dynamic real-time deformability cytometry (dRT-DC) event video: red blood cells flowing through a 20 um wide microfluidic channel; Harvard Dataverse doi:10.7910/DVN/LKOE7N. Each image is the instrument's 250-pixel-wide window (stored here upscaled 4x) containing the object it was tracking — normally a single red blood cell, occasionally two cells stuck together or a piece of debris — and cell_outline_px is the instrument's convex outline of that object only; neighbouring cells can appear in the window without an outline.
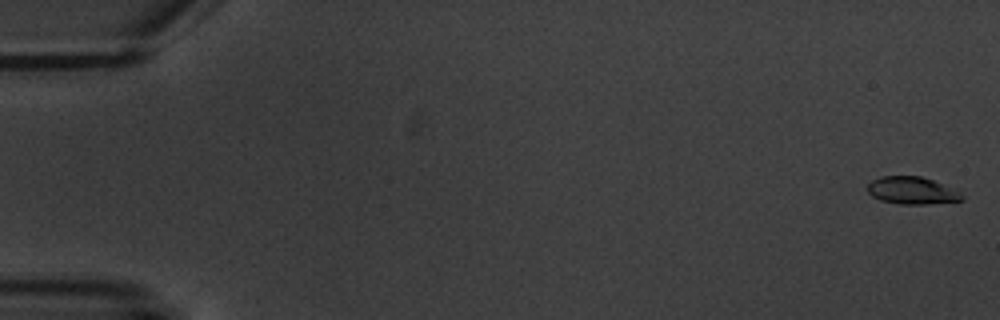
{"species": "common noctule bat (a hibernating species)", "species_latin": "Nyctalus noctula", "temperature_condition": "warm", "stored_images_in_passage": 5, "camera_frame_rate_fps": 3000, "um_per_image_px": 0.085, "animal": {"sex": "male", "body_mass_g": 20.1, "forearm_length_mm": 53.5}, "frame": {"image": 1, "passage_image": 1, "time_ms": 0.0, "image_size_px": [1000, 320], "cell_outline_px": [[964, 200], [928, 204], [900, 204], [880, 200], [872, 196], [868, 192], [868, 184], [872, 180], [880, 176], [920, 176], [932, 180], [960, 192], [964, 196]], "centroid_in_image_um": [77.51, 16.2], "position_along_channel_um": 7.5, "area_um2": 14.97}}
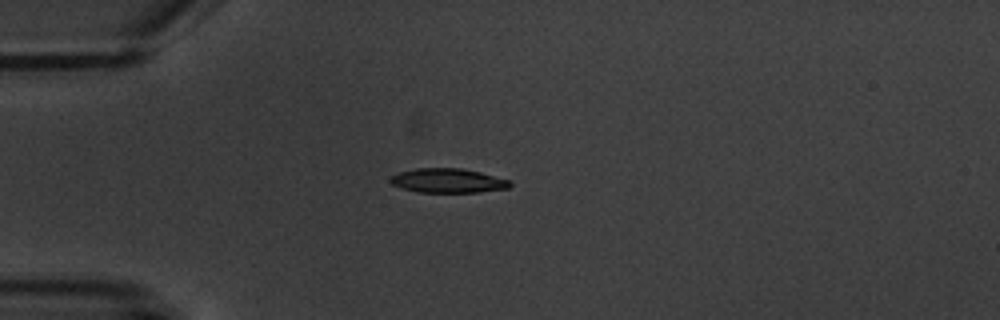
{"frame": {"image": 2, "passage_image": 5, "time_ms": 5.0, "image_size_px": [1000, 320], "cell_outline_px": [[512, 184], [508, 188], [480, 192], [416, 192], [392, 184], [388, 180], [392, 176], [400, 172], [416, 168], [460, 168], [480, 172], [512, 180]], "centroid_in_image_um": [38.11, 15.35], "position_along_channel_um": 46.9, "area_um2": 16.94}}